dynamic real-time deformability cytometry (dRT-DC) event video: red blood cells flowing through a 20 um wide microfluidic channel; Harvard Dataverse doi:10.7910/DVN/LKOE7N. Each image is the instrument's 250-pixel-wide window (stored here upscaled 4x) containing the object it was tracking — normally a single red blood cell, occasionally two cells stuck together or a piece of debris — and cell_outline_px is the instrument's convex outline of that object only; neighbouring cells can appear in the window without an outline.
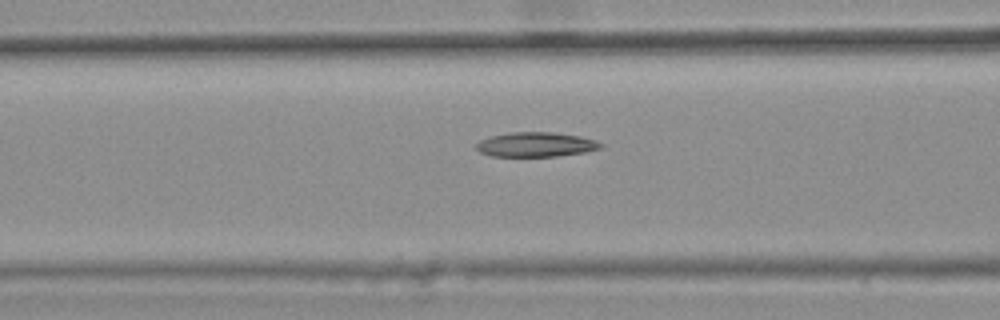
{"species": "common noctule bat (a hibernating species)", "species_latin": "Nyctalus noctula", "temperature_condition": "warm", "stored_images_in_passage": 32, "camera_frame_rate_fps": 3000, "um_per_image_px": 0.085, "animal": {"sex": "female", "body_mass_g": 25.1}, "frame": {"image": 1, "passage_image": 10, "time_ms": 3.0, "image_size_px": [1000, 320], "cell_outline_px": [[604, 144], [600, 148], [584, 152], [556, 156], [492, 156], [480, 152], [476, 148], [476, 144], [480, 140], [492, 136], [508, 132], [556, 132], [580, 136], [596, 140]], "centroid_in_image_um": [45.56, 12.27], "position_along_channel_um": 121.0, "area_um2": 17.8}}
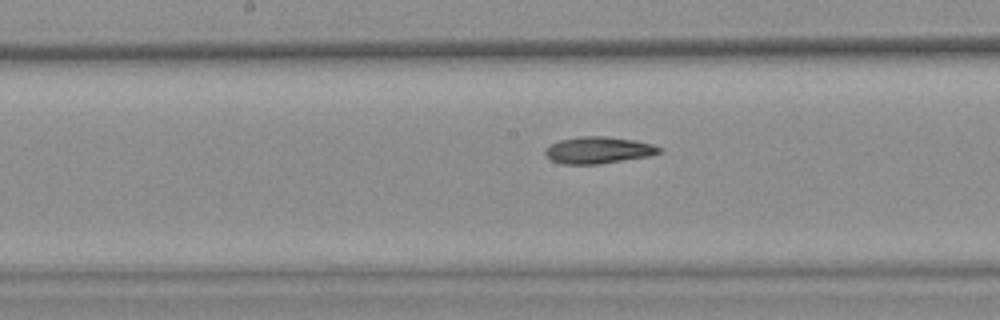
{"frame": {"image": 2, "passage_image": 16, "time_ms": 5.0, "image_size_px": [1000, 320], "cell_outline_px": [[664, 152], [652, 156], [600, 164], [564, 164], [552, 160], [544, 152], [544, 148], [560, 140], [580, 136], [604, 136], [632, 140], [652, 144], [664, 148]], "centroid_in_image_um": [50.93, 12.77], "position_along_channel_um": 197.3, "area_um2": 17.92}}
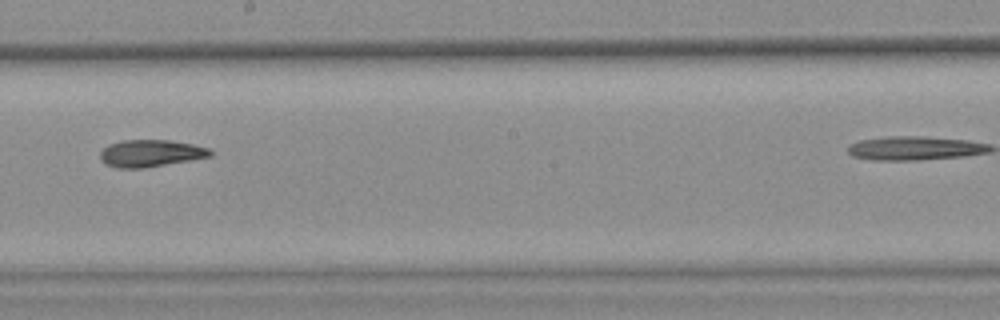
{"frame": {"image": 3, "passage_image": 19, "time_ms": 6.0, "image_size_px": [1000, 320], "cell_outline_px": [[216, 152], [212, 156], [144, 168], [116, 168], [104, 164], [100, 160], [100, 152], [108, 144], [120, 140], [168, 140], [192, 144], [208, 148]], "centroid_in_image_um": [12.78, 13.03], "position_along_channel_um": 235.4, "area_um2": 17.51}}